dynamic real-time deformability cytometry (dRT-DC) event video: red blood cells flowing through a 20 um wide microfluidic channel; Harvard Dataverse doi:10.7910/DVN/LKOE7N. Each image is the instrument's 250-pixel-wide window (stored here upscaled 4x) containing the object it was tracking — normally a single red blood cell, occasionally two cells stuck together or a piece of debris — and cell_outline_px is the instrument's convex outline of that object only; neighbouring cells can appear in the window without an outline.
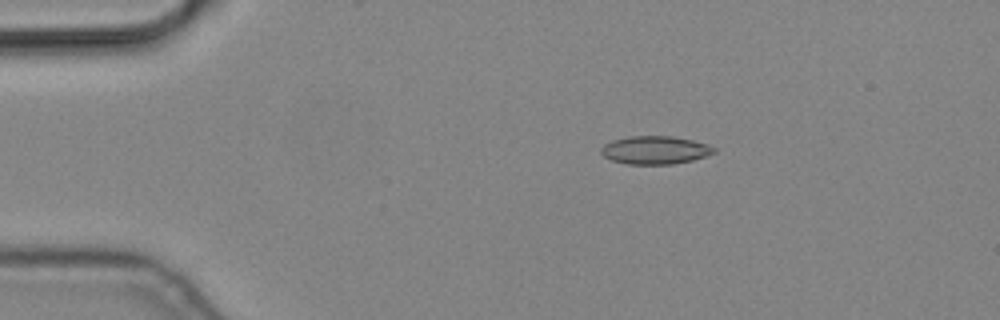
{"species": "common noctule bat (a hibernating species)", "species_latin": "Nyctalus noctula", "temperature_condition": "cold", "stored_images_in_passage": 4, "camera_frame_rate_fps": 3000, "um_per_image_px": 0.085, "animal": {"sex": "male", "body_mass_g": 19.2, "forearm_length_mm": 51.8}, "frame": {"image": 1, "passage_image": 2, "time_ms": 0.333, "image_size_px": [1000, 320], "cell_outline_px": [[716, 152], [692, 160], [672, 164], [628, 164], [612, 160], [604, 156], [600, 152], [600, 148], [604, 144], [612, 140], [628, 136], [672, 136], [692, 140], [708, 144], [716, 148]], "centroid_in_image_um": [55.67, 12.75], "position_along_channel_um": 29.3, "area_um2": 18.5}}
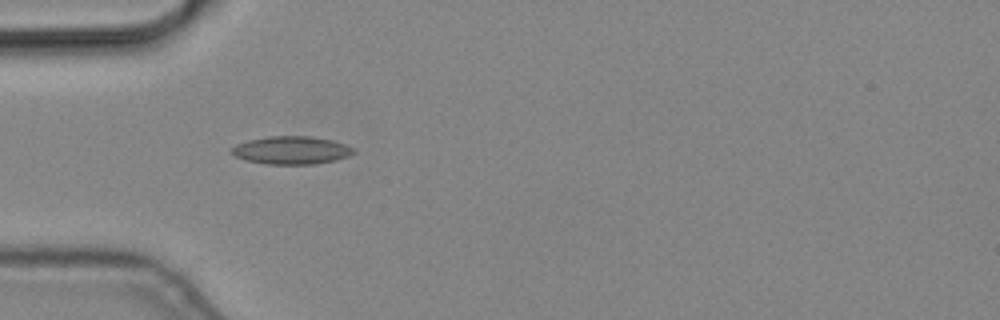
{"frame": {"image": 2, "passage_image": 4, "time_ms": 1.0, "image_size_px": [1000, 320], "cell_outline_px": [[356, 152], [348, 156], [336, 160], [312, 164], [264, 164], [244, 160], [228, 152], [236, 144], [248, 140], [268, 136], [312, 136], [332, 140], [344, 144], [352, 148]], "centroid_in_image_um": [24.73, 12.77], "position_along_channel_um": 60.3, "area_um2": 19.94}}